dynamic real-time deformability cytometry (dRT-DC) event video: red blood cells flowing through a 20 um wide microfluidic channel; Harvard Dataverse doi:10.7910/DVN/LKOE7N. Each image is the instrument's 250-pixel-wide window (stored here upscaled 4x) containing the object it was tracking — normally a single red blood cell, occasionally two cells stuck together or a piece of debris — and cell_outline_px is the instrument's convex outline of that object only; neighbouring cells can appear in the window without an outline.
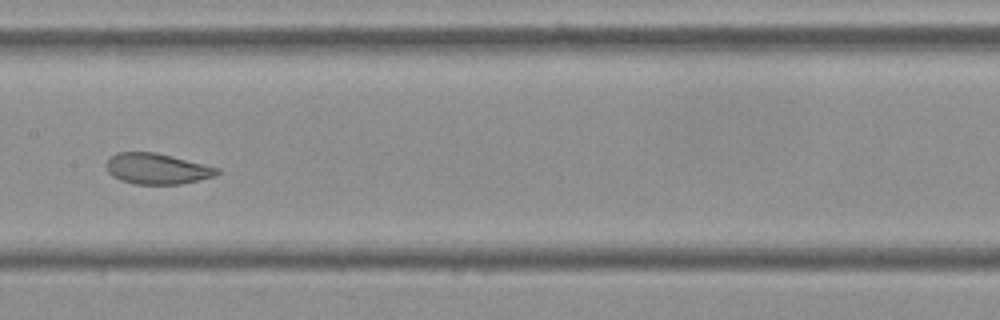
{"species": "Egyptian fruit bat (a non-hibernating species)", "species_latin": "Rousettus aegyptiacus", "temperature_condition": "cold", "stored_images_in_passage": 10, "camera_frame_rate_fps": 3000, "um_per_image_px": 0.085, "frame": {"image": 1, "passage_image": 9, "time_ms": 2.667, "image_size_px": [1000, 320], "cell_outline_px": [[220, 172], [216, 176], [200, 180], [180, 184], [132, 184], [120, 180], [112, 176], [108, 172], [104, 164], [116, 152], [156, 152], [220, 168]], "centroid_in_image_um": [13.34, 14.35], "position_along_channel_um": 194.1, "area_um2": 20.06}}
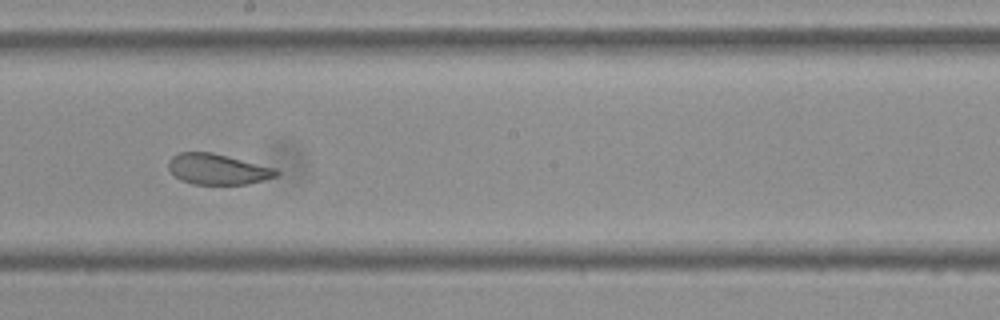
{"frame": {"image": 2, "passage_image": 10, "time_ms": 3.0, "image_size_px": [1000, 320], "cell_outline_px": [[280, 172], [276, 176], [264, 180], [248, 184], [192, 184], [180, 180], [168, 168], [168, 160], [172, 156], [180, 152], [212, 152], [276, 168]], "centroid_in_image_um": [18.5, 14.38], "position_along_channel_um": 229.7, "area_um2": 19.31}}